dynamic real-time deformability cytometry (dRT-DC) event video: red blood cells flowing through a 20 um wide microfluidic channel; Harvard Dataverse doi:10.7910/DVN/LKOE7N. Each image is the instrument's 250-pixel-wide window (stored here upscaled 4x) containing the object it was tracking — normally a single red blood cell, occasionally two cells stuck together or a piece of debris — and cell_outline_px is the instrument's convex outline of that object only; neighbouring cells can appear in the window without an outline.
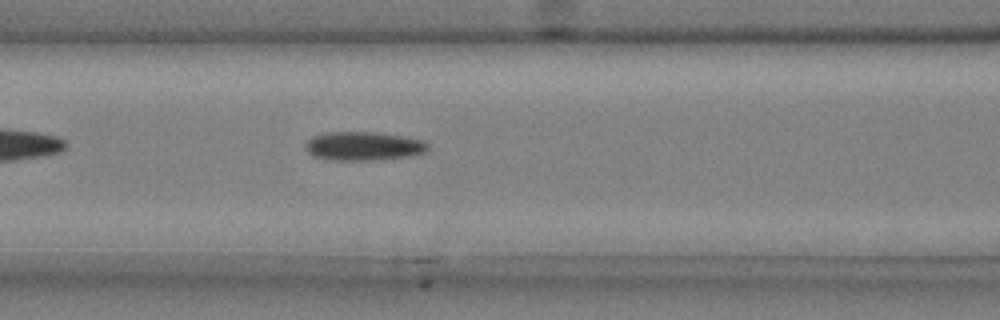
{"species": "common noctule bat (a hibernating species)", "species_latin": "Nyctalus noctula", "temperature_condition": "cold", "stored_images_in_passage": 34, "camera_frame_rate_fps": 3000, "um_per_image_px": 0.085, "animal": {"sex": "male", "body_mass_g": 20.4}, "frame": {"image": 1, "passage_image": 7, "time_ms": 2.0, "image_size_px": [1000, 320], "cell_outline_px": [[428, 148], [424, 152], [408, 156], [380, 160], [324, 160], [312, 156], [308, 152], [308, 140], [312, 136], [328, 132], [372, 132], [400, 136], [424, 140], [428, 144]], "centroid_in_image_um": [30.88, 12.43], "position_along_channel_um": 135.7, "area_um2": 20.4}}
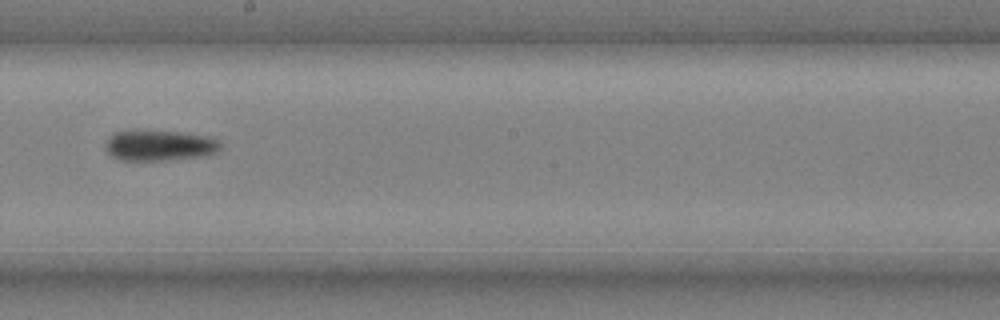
{"frame": {"image": 2, "passage_image": 15, "time_ms": 4.667, "image_size_px": [1000, 320], "cell_outline_px": [[224, 144], [220, 152], [208, 156], [168, 160], [120, 160], [112, 156], [108, 152], [108, 140], [116, 132], [132, 128], [148, 128], [212, 136], [220, 140]], "centroid_in_image_um": [13.69, 12.32], "position_along_channel_um": 234.5, "area_um2": 21.56}}
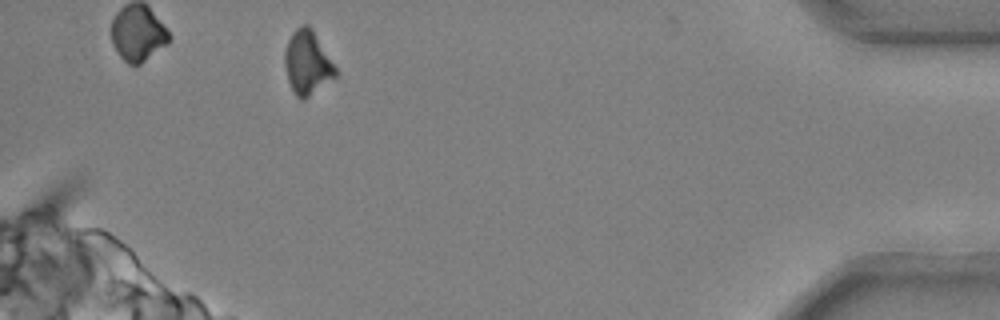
{"frame": {"image": 3, "passage_image": 33, "time_ms": 10.667, "image_size_px": [1000, 320], "cell_outline_px": [[340, 72], [336, 76], [304, 100], [300, 100], [296, 96], [288, 80], [284, 64], [284, 52], [288, 40], [292, 32], [300, 24], [308, 24], [312, 28]], "centroid_in_image_um": [26.14, 5.31], "position_along_channel_um": 409.1, "area_um2": 19.13}, "authors_computed_cell_mechanics": {"area_um2": 20.519, "velocity_mm_per_s": 3.7199, "shape_relaxation_time_tau1_ms": 11.1001, "shape_relaxation_time_tau2_ms": null, "deformation_change_tau1": 0.1889, "deformation_change_tau2": null}}